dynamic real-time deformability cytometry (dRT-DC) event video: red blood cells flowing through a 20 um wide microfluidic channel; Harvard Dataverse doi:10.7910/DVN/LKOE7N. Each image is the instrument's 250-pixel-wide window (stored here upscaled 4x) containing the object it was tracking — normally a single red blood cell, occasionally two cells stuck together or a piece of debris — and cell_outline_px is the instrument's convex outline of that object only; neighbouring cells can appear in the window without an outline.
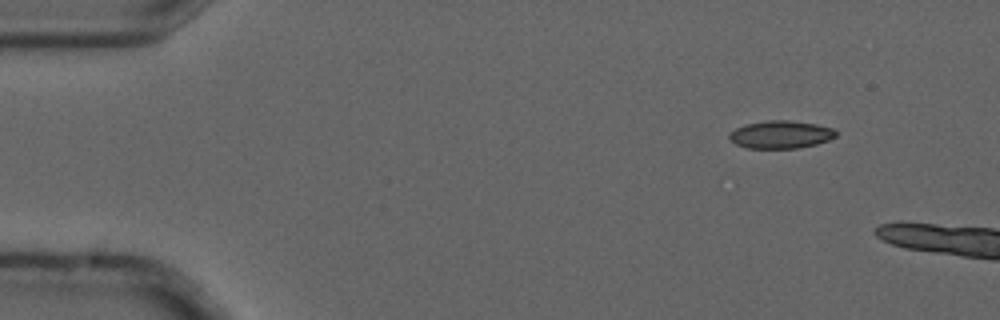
{"species": "common noctule bat (a hibernating species)", "species_latin": "Nyctalus noctula", "temperature_condition": "cold", "stored_images_in_passage": 2, "camera_frame_rate_fps": 3000, "um_per_image_px": 0.085, "animal": {"sex": "male", "forearm_length_mm": 52.5}, "frame": {"image": 1, "passage_image": 2, "time_ms": 0.333, "image_size_px": [1000, 320], "cell_outline_px": [[836, 136], [828, 140], [816, 144], [796, 148], [748, 148], [736, 144], [728, 136], [736, 128], [744, 124], [764, 120], [788, 120], [816, 124], [836, 128]], "centroid_in_image_um": [66.38, 11.42], "position_along_channel_um": 18.6, "area_um2": 17.22}}